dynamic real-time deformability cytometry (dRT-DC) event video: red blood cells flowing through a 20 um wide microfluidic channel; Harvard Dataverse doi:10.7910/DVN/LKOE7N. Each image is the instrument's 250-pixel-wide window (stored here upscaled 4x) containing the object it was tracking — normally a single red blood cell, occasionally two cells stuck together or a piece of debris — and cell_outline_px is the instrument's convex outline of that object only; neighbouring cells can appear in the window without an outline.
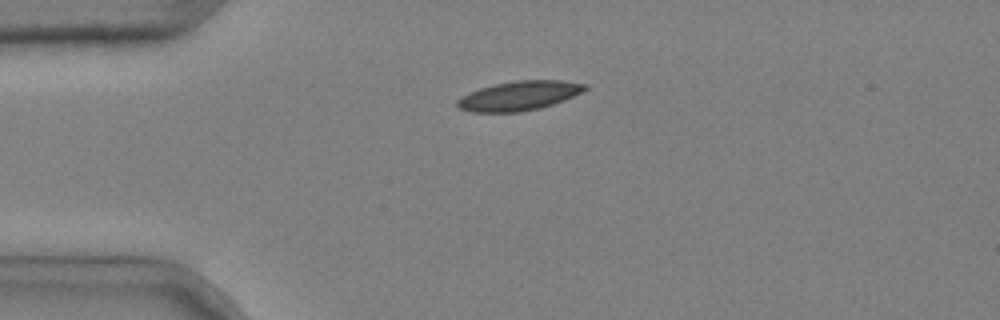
{"species": "common noctule bat (a hibernating species)", "species_latin": "Nyctalus noctula", "temperature_condition": "cold", "stored_images_in_passage": 2, "camera_frame_rate_fps": 3000, "um_per_image_px": 0.085, "animal": {"sex": "male", "body_mass_g": 20.4}, "frame": {"image": 1, "passage_image": 1, "time_ms": 0.0, "image_size_px": [1000, 320], "cell_outline_px": [[588, 88], [564, 100], [540, 108], [520, 112], [472, 112], [456, 108], [456, 100], [460, 96], [480, 88], [496, 84], [516, 80], [564, 80], [588, 84]], "centroid_in_image_um": [44.09, 8.14], "position_along_channel_um": 40.9, "area_um2": 21.91}}